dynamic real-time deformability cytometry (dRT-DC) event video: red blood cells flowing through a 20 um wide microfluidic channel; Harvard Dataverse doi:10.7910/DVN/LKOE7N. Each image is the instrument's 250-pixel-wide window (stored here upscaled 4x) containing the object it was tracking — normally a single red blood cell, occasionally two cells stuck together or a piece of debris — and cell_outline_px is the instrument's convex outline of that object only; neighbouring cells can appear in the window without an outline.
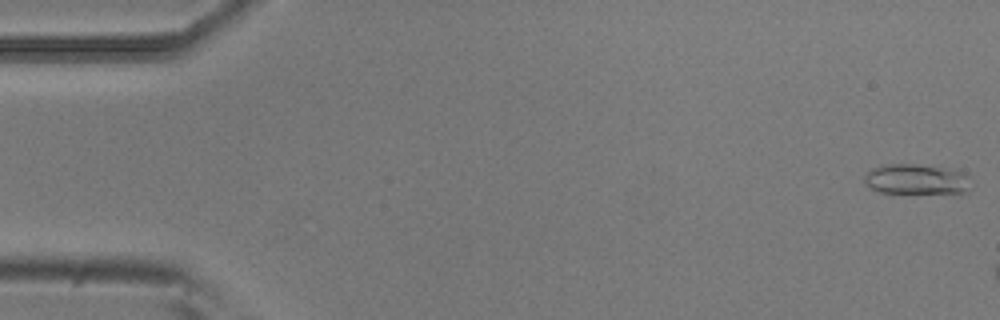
{"species": "common noctule bat (a hibernating species)", "species_latin": "Nyctalus noctula", "temperature_condition": "room temperature", "stored_images_in_passage": 7, "camera_frame_rate_fps": 3000, "um_per_image_px": 0.085, "animal": {"sex": "male", "body_mass_g": 20.5, "forearm_length_mm": 52.5}, "frame": {"image": 1, "passage_image": 1, "time_ms": 0.0, "image_size_px": [1000, 320], "cell_outline_px": [[972, 188], [968, 192], [960, 196], [880, 192], [864, 184], [864, 176], [872, 168], [880, 164], [920, 164], [960, 172], [968, 176]], "centroid_in_image_um": [77.96, 15.3], "position_along_channel_um": 7.0, "area_um2": 19.77}}